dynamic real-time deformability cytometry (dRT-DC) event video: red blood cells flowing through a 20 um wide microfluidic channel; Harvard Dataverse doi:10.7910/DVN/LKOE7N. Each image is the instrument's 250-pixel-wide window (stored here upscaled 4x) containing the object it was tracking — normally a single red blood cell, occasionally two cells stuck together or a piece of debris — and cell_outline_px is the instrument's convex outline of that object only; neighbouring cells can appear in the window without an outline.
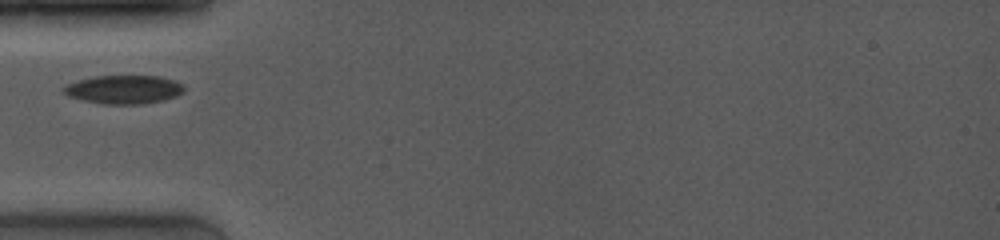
{"species": "common noctule bat (a hibernating species)", "species_latin": "Nyctalus noctula", "temperature_condition": "room temperature", "stored_images_in_passage": 37, "camera_frame_rate_fps": 4000, "um_per_image_px": 0.085, "animal": {"sex": "female", "body_mass_g": 19.0, "forearm_length_mm": 53.3}, "frame": {"image": 1, "passage_image": 1, "time_ms": 0.0, "image_size_px": [1000, 240], "cell_outline_px": [[184, 92], [176, 96], [164, 100], [140, 104], [100, 104], [68, 96], [60, 88], [64, 84], [76, 80], [96, 76], [160, 76], [184, 84]], "centroid_in_image_um": [10.49, 7.6], "position_along_channel_um": 74.5, "area_um2": 20.23}}
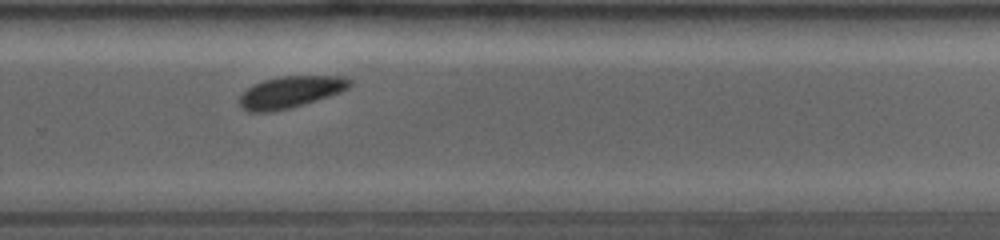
{"frame": {"image": 2, "passage_image": 24, "time_ms": 5.75, "image_size_px": [1000, 240], "cell_outline_px": [[352, 84], [348, 88], [340, 92], [328, 96], [288, 108], [272, 112], [248, 112], [240, 104], [240, 96], [248, 88], [264, 80], [276, 76], [344, 76], [352, 80]], "centroid_in_image_um": [24.71, 7.81], "position_along_channel_um": 305.1, "area_um2": 20.06}}
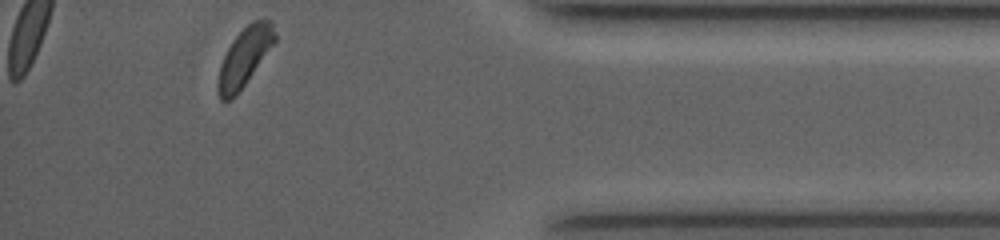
{"frame": {"image": 3, "passage_image": 37, "time_ms": 9.0, "image_size_px": [1000, 240], "cell_outline_px": [[276, 40], [236, 96], [228, 100], [220, 100], [216, 92], [216, 88], [220, 64], [232, 40], [252, 20], [272, 20], [276, 32]], "centroid_in_image_um": [20.76, 4.85], "position_along_channel_um": 414.4, "area_um2": 19.19}}